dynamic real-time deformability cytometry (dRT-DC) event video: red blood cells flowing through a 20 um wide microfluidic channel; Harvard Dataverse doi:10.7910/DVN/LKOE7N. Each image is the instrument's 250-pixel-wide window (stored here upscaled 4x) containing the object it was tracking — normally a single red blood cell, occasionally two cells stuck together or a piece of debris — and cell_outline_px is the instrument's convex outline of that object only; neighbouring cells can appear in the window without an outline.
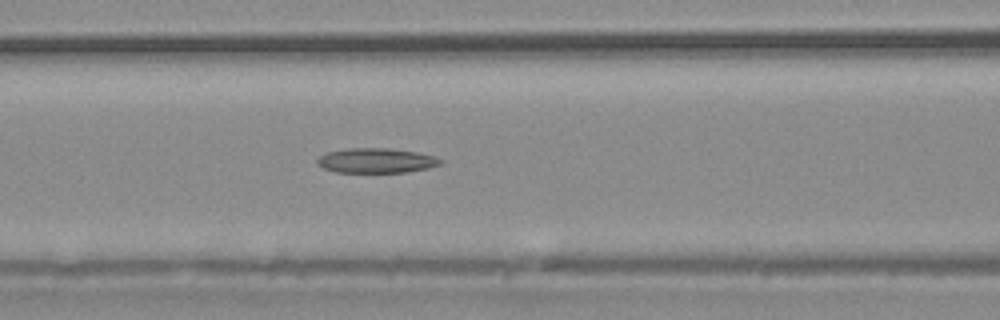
{"species": "common noctule bat (a hibernating species)", "species_latin": "Nyctalus noctula", "temperature_condition": "warm", "stored_images_in_passage": 38, "camera_frame_rate_fps": 3000, "um_per_image_px": 0.085, "animal": {"sex": "male", "body_mass_g": 20.4}, "frame": {"image": 1, "passage_image": 16, "time_ms": 5.0, "image_size_px": [1000, 320], "cell_outline_px": [[444, 160], [440, 164], [428, 168], [408, 172], [336, 172], [324, 168], [316, 164], [316, 160], [320, 156], [328, 152], [348, 148], [388, 148], [416, 152], [436, 156]], "centroid_in_image_um": [31.99, 13.65], "position_along_channel_um": 134.6, "area_um2": 17.8}}
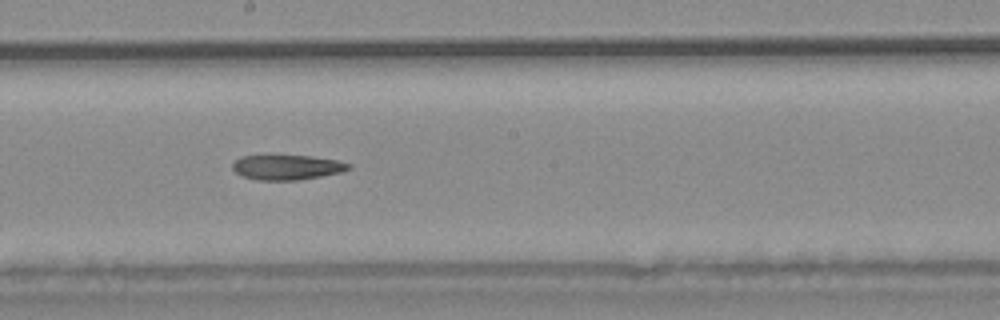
{"frame": {"image": 2, "passage_image": 21, "time_ms": 6.667, "image_size_px": [1000, 320], "cell_outline_px": [[352, 168], [340, 172], [320, 176], [296, 180], [256, 180], [244, 176], [236, 172], [232, 168], [232, 164], [240, 156], [312, 156], [336, 160], [352, 164]], "centroid_in_image_um": [24.4, 14.22], "position_along_channel_um": 223.8, "area_um2": 16.65}}
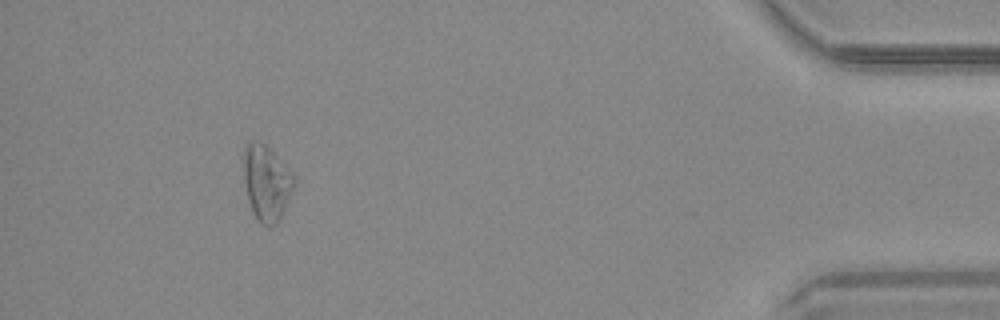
{"frame": {"image": 3, "passage_image": 35, "time_ms": 11.333, "image_size_px": [1000, 320], "cell_outline_px": [[296, 184], [280, 220], [272, 228], [268, 228], [260, 224], [252, 212], [248, 200], [244, 180], [244, 144], [252, 140], [260, 140], [296, 176]], "centroid_in_image_um": [22.67, 15.58], "position_along_channel_um": 412.5, "area_um2": 22.6}}